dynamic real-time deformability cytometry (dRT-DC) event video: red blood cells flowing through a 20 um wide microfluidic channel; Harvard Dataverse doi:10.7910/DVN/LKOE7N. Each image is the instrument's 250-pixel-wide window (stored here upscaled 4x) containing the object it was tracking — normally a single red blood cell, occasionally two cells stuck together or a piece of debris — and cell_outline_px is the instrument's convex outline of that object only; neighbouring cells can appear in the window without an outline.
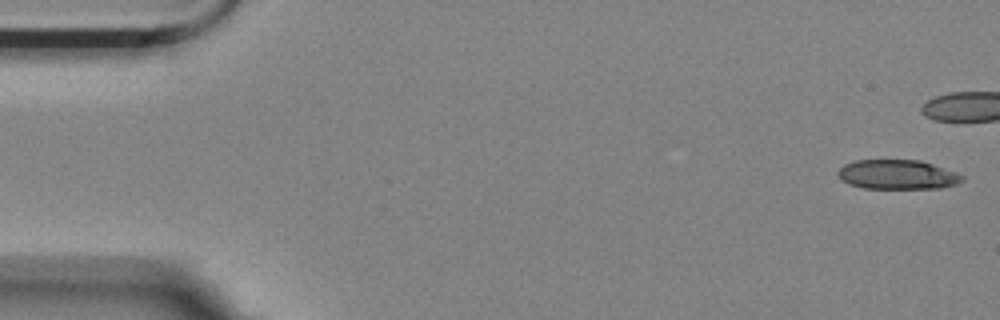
{"species": "Egyptian fruit bat (a non-hibernating species)", "species_latin": "Rousettus aegyptiacus", "temperature_condition": "room temperature", "stored_images_in_passage": 6, "camera_frame_rate_fps": 3000, "um_per_image_px": 0.085, "animal": {"sex": "female"}, "frame": {"image": 1, "passage_image": 1, "time_ms": 0.0, "image_size_px": [1000, 320], "cell_outline_px": [[964, 180], [956, 184], [940, 188], [864, 188], [848, 184], [836, 172], [844, 164], [856, 160], [920, 160], [932, 164], [964, 176]], "centroid_in_image_um": [76.27, 14.84], "position_along_channel_um": 8.7, "area_um2": 21.1}}
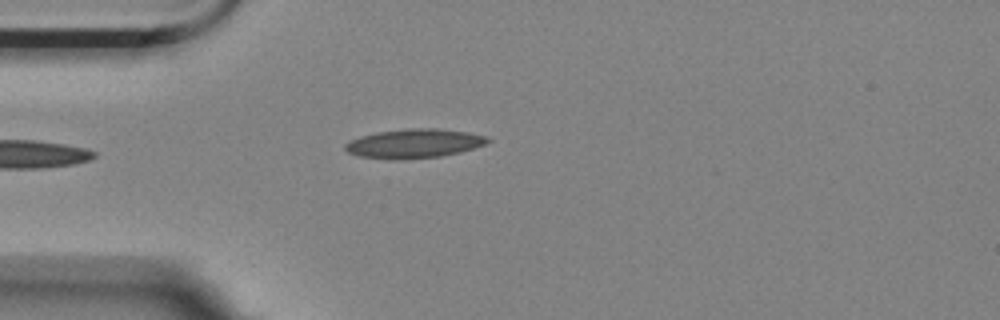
{"frame": {"image": 2, "passage_image": 6, "time_ms": 1.667, "image_size_px": [1000, 320], "cell_outline_px": [[492, 140], [484, 144], [460, 152], [440, 156], [400, 160], [388, 160], [360, 156], [348, 152], [344, 148], [344, 144], [360, 136], [380, 132], [408, 128], [436, 128], [468, 132], [488, 136]], "centroid_in_image_um": [35.2, 12.2], "position_along_channel_um": 49.8, "area_um2": 24.16}}